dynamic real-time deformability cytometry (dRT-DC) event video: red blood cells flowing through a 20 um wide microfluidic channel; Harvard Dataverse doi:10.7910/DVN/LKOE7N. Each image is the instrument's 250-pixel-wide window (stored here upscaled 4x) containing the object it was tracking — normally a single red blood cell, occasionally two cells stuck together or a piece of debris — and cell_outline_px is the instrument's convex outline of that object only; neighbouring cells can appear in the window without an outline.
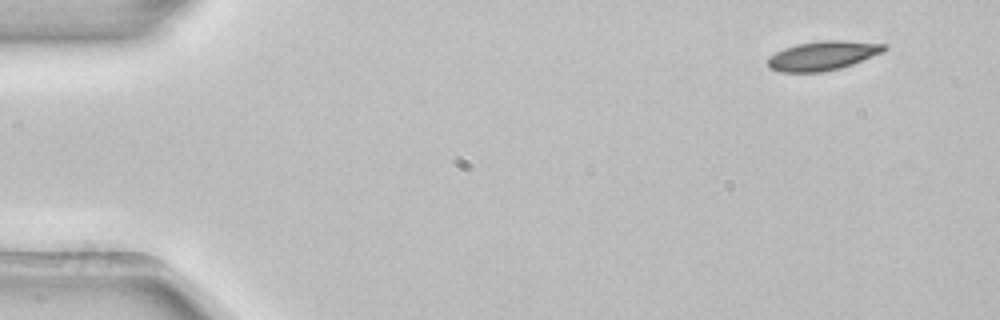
{"species": "common noctule bat (a hibernating species)", "species_latin": "Nyctalus noctula", "temperature_condition": "room temperature", "stored_images_in_passage": 5, "camera_frame_rate_fps": 3000, "um_per_image_px": 0.085, "animal": {"sex": "female", "body_mass_g": 22.7, "forearm_length_mm": 54.2}, "frame": {"image": 1, "passage_image": 1, "time_ms": 0.0, "image_size_px": [1000, 320], "cell_outline_px": [[888, 48], [884, 52], [852, 64], [840, 68], [824, 72], [780, 72], [768, 68], [768, 56], [784, 48], [796, 44], [824, 40], [844, 40], [888, 44]], "centroid_in_image_um": [69.95, 4.73], "position_along_channel_um": 15.1, "area_um2": 20.0}}
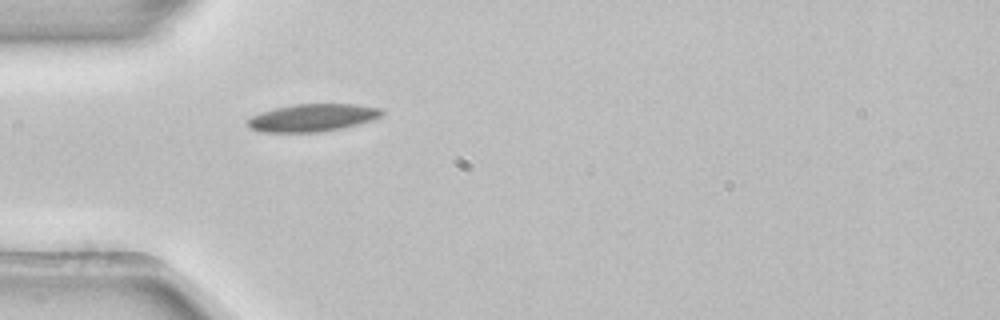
{"frame": {"image": 2, "passage_image": 4, "time_ms": 1.0, "image_size_px": [1000, 320], "cell_outline_px": [[384, 116], [372, 120], [340, 128], [320, 132], [260, 132], [248, 128], [248, 120], [252, 116], [260, 112], [276, 108], [296, 104], [356, 104], [384, 108]], "centroid_in_image_um": [26.6, 10.0], "position_along_channel_um": 58.4, "area_um2": 21.62}}